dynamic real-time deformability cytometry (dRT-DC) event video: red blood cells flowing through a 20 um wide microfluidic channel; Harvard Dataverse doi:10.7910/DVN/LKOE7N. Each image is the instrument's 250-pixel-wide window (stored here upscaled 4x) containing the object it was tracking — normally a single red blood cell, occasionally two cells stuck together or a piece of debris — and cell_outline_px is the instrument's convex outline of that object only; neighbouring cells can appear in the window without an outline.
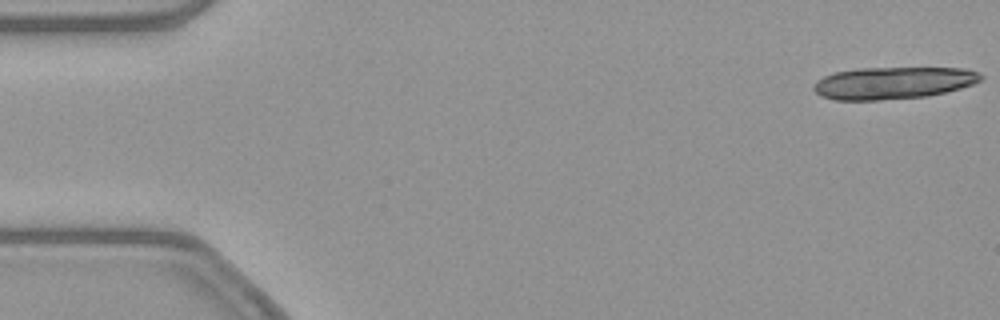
{"species": "common noctule bat (a hibernating species)", "species_latin": "Nyctalus noctula", "temperature_condition": "warm", "stored_images_in_passage": 18, "camera_frame_rate_fps": 3000, "um_per_image_px": 0.085, "animal": {"sex": "female", "body_mass_g": 21.9}, "frame": {"image": 1, "passage_image": 1, "time_ms": 0.0, "image_size_px": [1000, 320], "cell_outline_px": [[984, 76], [980, 80], [972, 84], [960, 88], [928, 96], [880, 100], [836, 100], [820, 96], [812, 88], [816, 80], [832, 72], [856, 68], [964, 68], [980, 72]], "centroid_in_image_um": [75.88, 7.04], "position_along_channel_um": 9.1, "area_um2": 31.5}}